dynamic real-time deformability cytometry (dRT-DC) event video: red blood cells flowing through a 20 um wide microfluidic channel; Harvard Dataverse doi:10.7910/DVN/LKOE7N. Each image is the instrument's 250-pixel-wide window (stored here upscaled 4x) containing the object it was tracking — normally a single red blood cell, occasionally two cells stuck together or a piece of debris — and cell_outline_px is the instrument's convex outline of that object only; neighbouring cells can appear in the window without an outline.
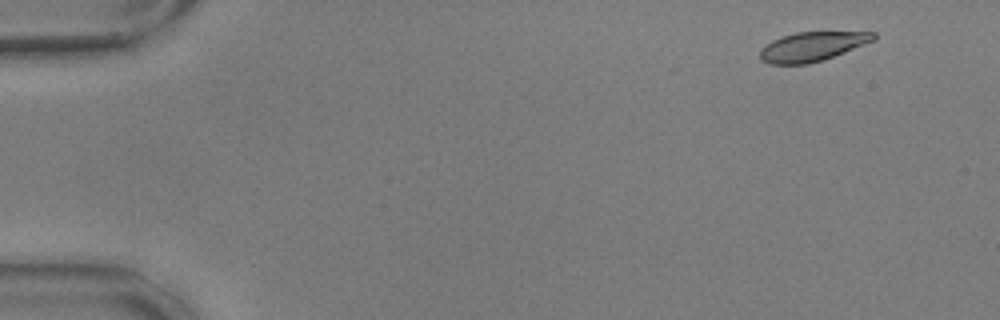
{"species": "common noctule bat (a hibernating species)", "species_latin": "Nyctalus noctula", "temperature_condition": "warm", "stored_images_in_passage": 10, "camera_frame_rate_fps": 3000, "um_per_image_px": 0.085, "animal": {"sex": "male", "body_mass_g": 17.9, "forearm_length_mm": 54.2}, "frame": {"image": 1, "passage_image": 4, "time_ms": 1.0, "image_size_px": [1000, 320], "cell_outline_px": [[876, 40], [824, 60], [808, 64], [768, 64], [760, 60], [760, 52], [772, 40], [796, 32], [876, 32]], "centroid_in_image_um": [69.07, 3.96], "position_along_channel_um": 15.9, "area_um2": 19.31}}